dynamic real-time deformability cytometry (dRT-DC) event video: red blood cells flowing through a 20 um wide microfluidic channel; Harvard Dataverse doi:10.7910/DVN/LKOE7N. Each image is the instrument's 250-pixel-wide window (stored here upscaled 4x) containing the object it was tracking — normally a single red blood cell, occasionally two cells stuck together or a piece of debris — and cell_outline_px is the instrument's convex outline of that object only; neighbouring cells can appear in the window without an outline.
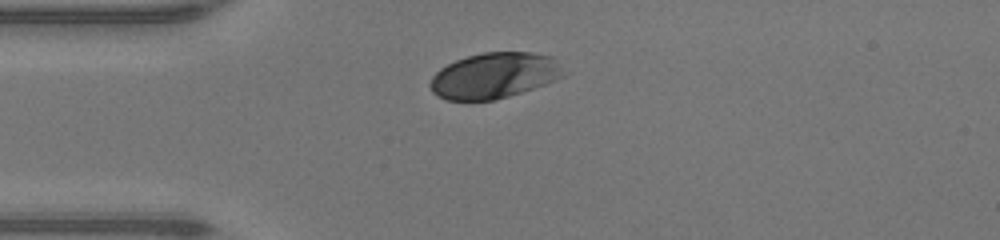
{"species": "human", "species_latin": "Homo sapiens", "temperature_condition": "warm", "stored_images_in_passage": 37, "camera_frame_rate_fps": 3000, "um_per_image_px": 0.085, "donor": {"sex": "male"}, "frame": {"image": 1, "passage_image": 1, "time_ms": 0.0, "image_size_px": [1000, 240], "cell_outline_px": [[568, 72], [564, 76], [544, 84], [496, 100], [448, 100], [436, 96], [432, 92], [428, 84], [432, 76], [440, 68], [456, 60], [468, 56], [484, 52], [532, 52], [552, 56]], "centroid_in_image_um": [42.01, 6.42], "position_along_channel_um": 43.0, "area_um2": 35.66}}
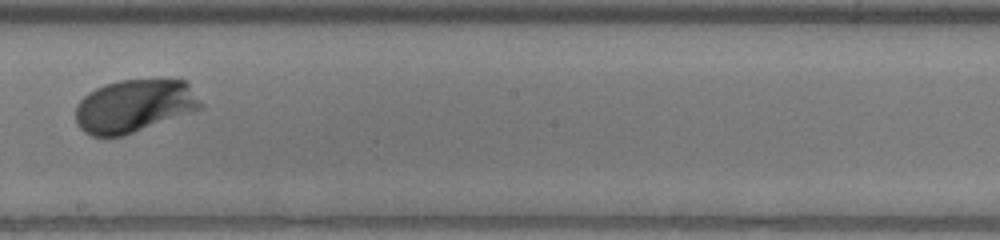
{"frame": {"image": 2, "passage_image": 16, "time_ms": 5.0, "image_size_px": [1000, 240], "cell_outline_px": [[204, 108], [124, 136], [92, 136], [84, 132], [80, 128], [76, 120], [76, 104], [88, 92], [104, 84], [120, 80], [184, 80], [188, 84], [204, 104]], "centroid_in_image_um": [11.42, 9.01], "position_along_channel_um": 236.8, "area_um2": 38.67}}
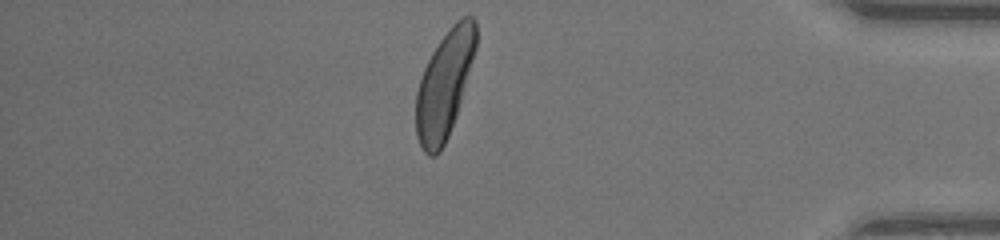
{"frame": {"image": 3, "passage_image": 30, "time_ms": 9.667, "image_size_px": [1000, 240], "cell_outline_px": [[476, 48], [456, 116], [448, 136], [440, 152], [436, 156], [428, 156], [424, 152], [416, 136], [416, 92], [424, 68], [432, 52], [440, 40], [452, 24], [456, 20], [464, 16], [472, 16], [476, 20]], "centroid_in_image_um": [37.77, 7.19], "position_along_channel_um": 397.4, "area_um2": 37.05}, "authors_computed_cell_mechanics": {"area_um2": 37.0498, "velocity_mm_per_s": 4.2732, "shape_relaxation_time_tau1_ms": 1.4, "shape_relaxation_time_tau2_ms": null, "deformation_change_tau1": 0.1159, "deformation_change_tau2": null}}